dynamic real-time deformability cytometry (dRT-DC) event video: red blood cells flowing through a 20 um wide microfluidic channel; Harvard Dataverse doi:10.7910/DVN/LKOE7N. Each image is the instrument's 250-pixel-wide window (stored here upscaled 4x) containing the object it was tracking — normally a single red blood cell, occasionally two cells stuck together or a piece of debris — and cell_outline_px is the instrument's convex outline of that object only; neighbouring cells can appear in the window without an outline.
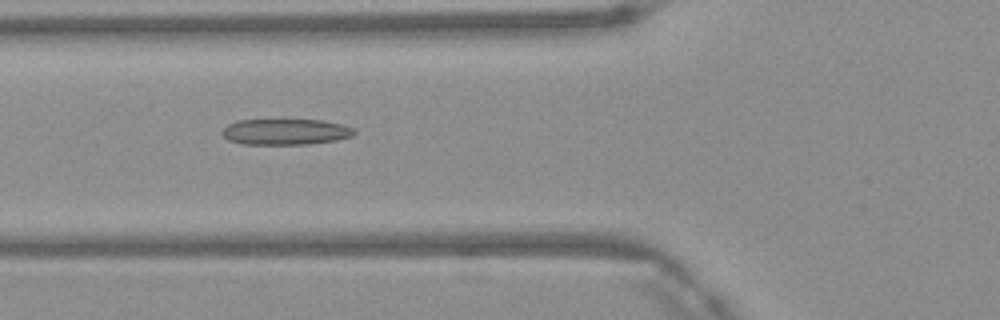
{"species": "Egyptian fruit bat (a non-hibernating species)", "species_latin": "Rousettus aegyptiacus", "temperature_condition": "warm", "stored_images_in_passage": 48, "camera_frame_rate_fps": 3000, "um_per_image_px": 0.085, "frame": {"image": 1, "passage_image": 18, "time_ms": 5.667, "image_size_px": [1000, 320], "cell_outline_px": [[356, 132], [352, 136], [336, 140], [308, 144], [244, 144], [228, 140], [220, 132], [228, 124], [236, 120], [324, 120], [344, 124], [352, 128]], "centroid_in_image_um": [24.27, 11.2], "position_along_channel_um": 101.5, "area_um2": 20.0}}
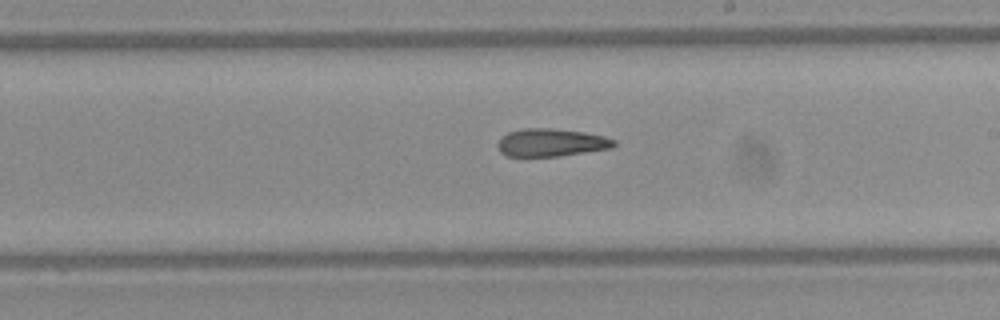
{"frame": {"image": 2, "passage_image": 28, "time_ms": 9.0, "image_size_px": [1000, 320], "cell_outline_px": [[616, 144], [612, 148], [560, 156], [508, 156], [500, 152], [496, 144], [500, 136], [508, 132], [524, 128], [552, 128], [584, 132], [604, 136], [616, 140]], "centroid_in_image_um": [46.83, 12.11], "position_along_channel_um": 242.2, "area_um2": 19.02}}
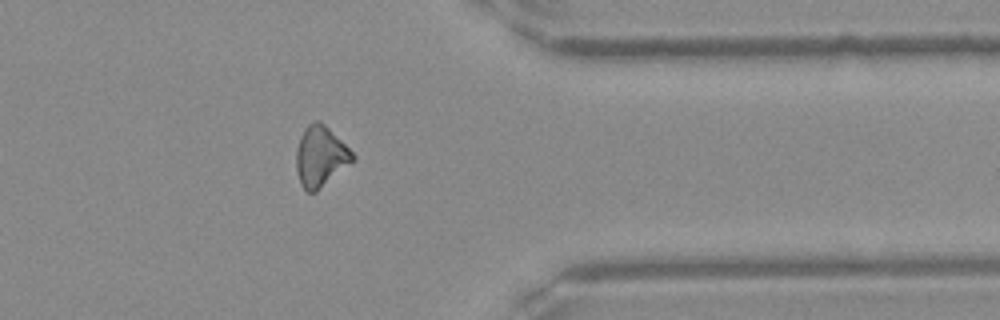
{"frame": {"image": 3, "passage_image": 39, "time_ms": 12.667, "image_size_px": [1000, 320], "cell_outline_px": [[356, 160], [316, 192], [308, 192], [300, 184], [296, 168], [296, 148], [300, 136], [304, 128], [308, 124], [316, 120], [320, 120], [356, 156]], "centroid_in_image_um": [27.24, 13.31], "position_along_channel_um": 384.2, "area_um2": 19.94}, "authors_computed_cell_mechanics": {"area_um2": 19.7965, "velocity_mm_per_s": 4.2015, "shape_relaxation_time_tau1_ms": null, "shape_relaxation_time_tau2_ms": 4.2212, "deformation_change_tau1": null, "deformation_change_tau2": 0.15}}